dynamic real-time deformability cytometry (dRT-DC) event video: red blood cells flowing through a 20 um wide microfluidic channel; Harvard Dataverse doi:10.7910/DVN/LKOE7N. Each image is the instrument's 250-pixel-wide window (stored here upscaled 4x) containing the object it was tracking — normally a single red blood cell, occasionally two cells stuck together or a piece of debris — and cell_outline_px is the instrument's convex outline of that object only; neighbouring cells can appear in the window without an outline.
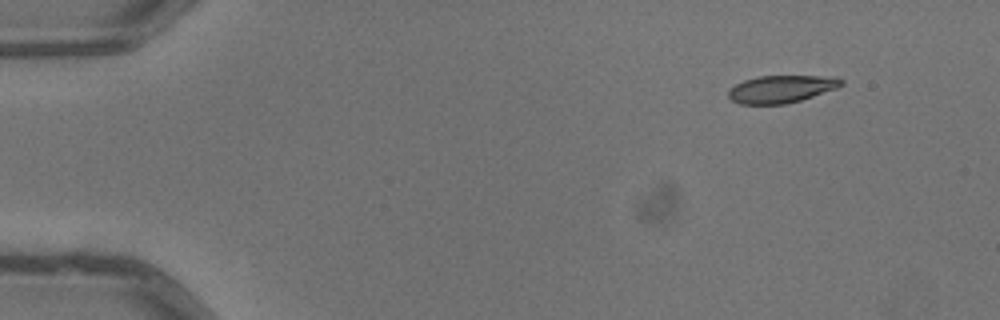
{"species": "common noctule bat (a hibernating species)", "species_latin": "Nyctalus noctula", "temperature_condition": "warm", "stored_images_in_passage": 3, "camera_frame_rate_fps": 3000, "um_per_image_px": 0.085, "animal": {"sex": "male", "body_mass_g": 13.3}, "frame": {"image": 1, "passage_image": 1, "time_ms": 0.0, "image_size_px": [1000, 320], "cell_outline_px": [[844, 84], [836, 88], [800, 100], [784, 104], [740, 104], [732, 100], [728, 96], [728, 88], [744, 80], [756, 76], [836, 76], [844, 80]], "centroid_in_image_um": [66.4, 7.55], "position_along_channel_um": 18.6, "area_um2": 18.09}}